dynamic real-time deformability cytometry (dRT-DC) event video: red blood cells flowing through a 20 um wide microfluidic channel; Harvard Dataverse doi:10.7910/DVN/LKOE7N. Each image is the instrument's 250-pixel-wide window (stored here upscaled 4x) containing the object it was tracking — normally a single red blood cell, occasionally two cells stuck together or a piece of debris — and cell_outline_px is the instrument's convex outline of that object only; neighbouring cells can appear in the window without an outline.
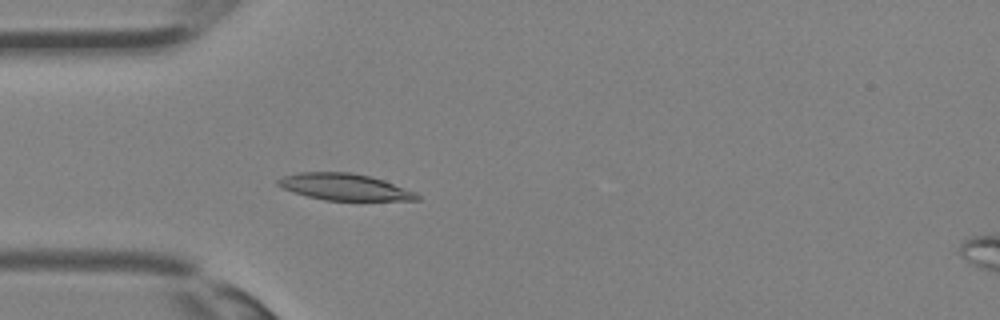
{"species": "Egyptian fruit bat (a non-hibernating species)", "species_latin": "Rousettus aegyptiacus", "temperature_condition": "room temperature", "stored_images_in_passage": 28, "camera_frame_rate_fps": 3000, "um_per_image_px": 0.085, "animal": {"sex": "female"}, "frame": {"image": 1, "passage_image": 3, "time_ms": 0.667, "image_size_px": [1000, 320], "cell_outline_px": [[420, 200], [324, 200], [308, 196], [284, 188], [276, 184], [276, 180], [284, 176], [300, 172], [348, 172], [368, 176], [384, 180], [416, 192], [420, 196]], "centroid_in_image_um": [29.31, 15.89], "position_along_channel_um": 55.7, "area_um2": 21.27}}
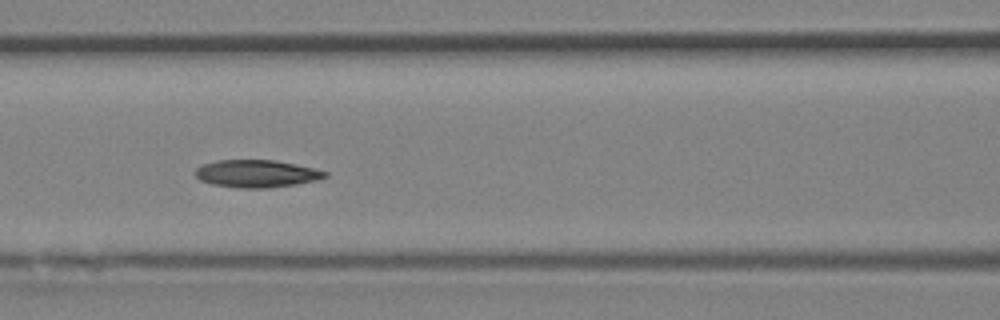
{"frame": {"image": 2, "passage_image": 8, "time_ms": 2.333, "image_size_px": [1000, 320], "cell_outline_px": [[328, 176], [316, 180], [296, 184], [268, 188], [236, 188], [212, 184], [200, 180], [196, 176], [196, 168], [204, 164], [216, 160], [276, 160], [296, 164], [328, 172]], "centroid_in_image_um": [21.81, 14.76], "position_along_channel_um": 144.8, "area_um2": 20.75}}
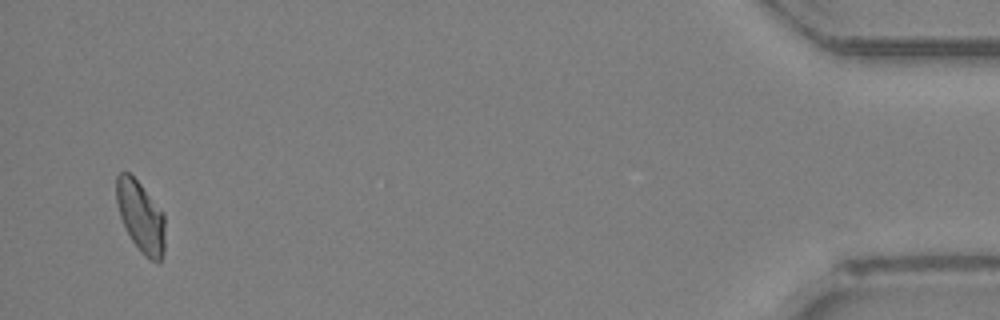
{"frame": {"image": 3, "passage_image": 27, "time_ms": 8.667, "image_size_px": [1000, 320], "cell_outline_px": [[164, 248], [160, 264], [144, 256], [132, 240], [120, 216], [116, 200], [116, 176], [120, 172], [128, 172], [140, 184], [164, 212]], "centroid_in_image_um": [11.97, 18.41], "position_along_channel_um": 423.2, "area_um2": 20.0}}